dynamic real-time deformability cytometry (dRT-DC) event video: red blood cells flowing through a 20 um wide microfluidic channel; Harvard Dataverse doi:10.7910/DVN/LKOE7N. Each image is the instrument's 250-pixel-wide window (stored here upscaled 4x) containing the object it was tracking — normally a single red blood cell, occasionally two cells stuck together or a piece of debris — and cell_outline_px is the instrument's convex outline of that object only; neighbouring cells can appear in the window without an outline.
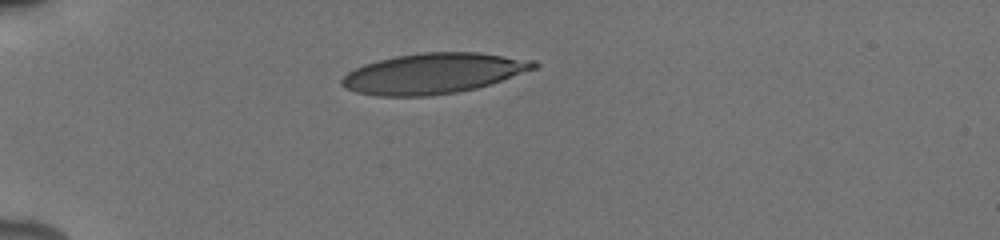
{"species": "human", "species_latin": "Homo sapiens", "temperature_condition": "cold", "stored_images_in_passage": 35, "camera_frame_rate_fps": 3000, "um_per_image_px": 0.085, "donor": {"sex": "male"}, "frame": {"image": 1, "passage_image": 1, "time_ms": 0.0, "image_size_px": [1000, 240], "cell_outline_px": [[540, 64], [536, 68], [476, 88], [456, 92], [428, 96], [376, 96], [356, 92], [344, 88], [340, 84], [340, 80], [348, 72], [364, 64], [396, 56], [420, 52], [476, 52], [536, 60]], "centroid_in_image_um": [36.81, 6.24], "position_along_channel_um": 48.2, "area_um2": 45.08}}
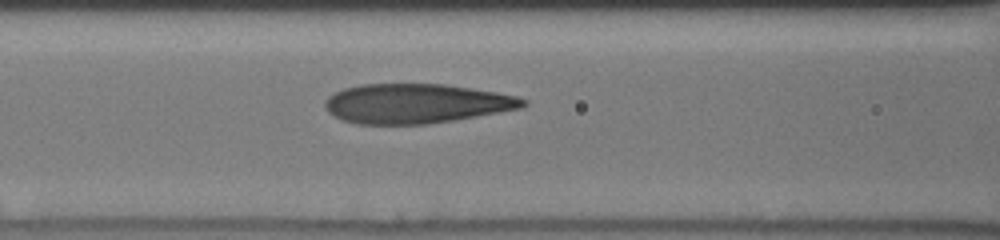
{"frame": {"image": 2, "passage_image": 9, "time_ms": 3.0, "image_size_px": [1000, 240], "cell_outline_px": [[528, 104], [520, 108], [476, 116], [428, 124], [360, 124], [344, 120], [328, 112], [324, 104], [324, 100], [332, 92], [344, 88], [360, 84], [444, 84], [496, 92], [516, 96], [528, 100]], "centroid_in_image_um": [35.34, 8.79], "position_along_channel_um": 131.3, "area_um2": 45.49}}
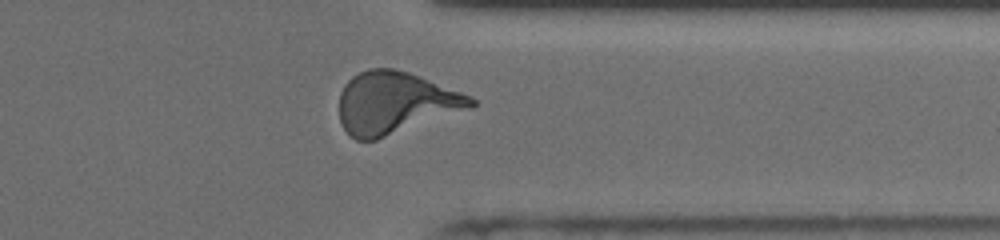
{"frame": {"image": 3, "passage_image": 26, "time_ms": 9.333, "image_size_px": [1000, 240], "cell_outline_px": [[476, 104], [472, 108], [376, 140], [356, 140], [344, 128], [340, 120], [340, 92], [344, 84], [352, 76], [368, 68], [392, 68], [408, 72], [420, 76], [460, 92], [476, 100]], "centroid_in_image_um": [33.57, 8.74], "position_along_channel_um": 377.8, "area_um2": 47.34}, "authors_computed_cell_mechanics": {"area_um2": 45.662, "velocity_mm_per_s": 3.9113, "shape_relaxation_time_tau1_ms": 4.8083, "shape_relaxation_time_tau2_ms": 0.9217, "deformation_change_tau1": 0.1942, "deformation_change_tau2": 0.0753}}